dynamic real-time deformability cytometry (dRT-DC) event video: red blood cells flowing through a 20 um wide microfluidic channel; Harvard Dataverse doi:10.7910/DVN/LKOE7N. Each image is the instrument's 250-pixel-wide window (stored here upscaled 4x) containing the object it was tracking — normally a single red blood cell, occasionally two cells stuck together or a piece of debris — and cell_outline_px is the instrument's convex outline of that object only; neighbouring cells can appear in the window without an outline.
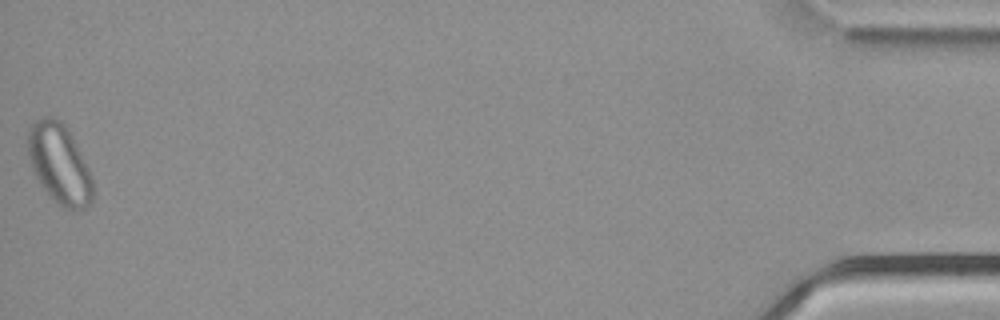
{"species": "common noctule bat (a hibernating species)", "species_latin": "Nyctalus noctula", "temperature_condition": "cold", "stored_images_in_passage": 46, "camera_frame_rate_fps": 3000, "um_per_image_px": 0.085, "animal": {"sex": "male", "body_mass_g": 21.5, "forearm_length_mm": 52.0}, "frame": {"image": 1, "passage_image": 46, "time_ms": 15.0, "image_size_px": [1000, 320], "cell_outline_px": [[92, 200], [84, 208], [64, 208], [44, 188], [36, 176], [32, 168], [28, 152], [28, 132], [32, 124], [36, 120], [44, 116], [48, 116], [60, 120], [64, 124], [88, 168], [92, 180]], "centroid_in_image_um": [5.03, 13.89], "position_along_channel_um": 430.2, "area_um2": 29.07}, "authors_computed_cell_mechanics": {"area_um2": 24.2182, "velocity_mm_per_s": 3.7666, "shape_relaxation_time_tau1_ms": null, "shape_relaxation_time_tau2_ms": 2.6664, "deformation_change_tau1": null, "deformation_change_tau2": 0.0606}}